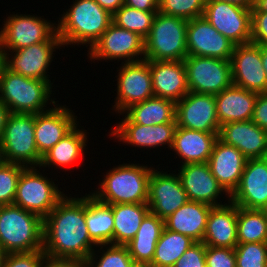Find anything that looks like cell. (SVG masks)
Here are the masks:
<instances>
[{"mask_svg":"<svg viewBox=\"0 0 267 267\" xmlns=\"http://www.w3.org/2000/svg\"><path fill=\"white\" fill-rule=\"evenodd\" d=\"M230 201L246 209L263 210L267 206V157L247 159Z\"/></svg>","mask_w":267,"mask_h":267,"instance_id":"cell-21","label":"cell"},{"mask_svg":"<svg viewBox=\"0 0 267 267\" xmlns=\"http://www.w3.org/2000/svg\"><path fill=\"white\" fill-rule=\"evenodd\" d=\"M251 120L267 131V92L258 94Z\"/></svg>","mask_w":267,"mask_h":267,"instance_id":"cell-46","label":"cell"},{"mask_svg":"<svg viewBox=\"0 0 267 267\" xmlns=\"http://www.w3.org/2000/svg\"><path fill=\"white\" fill-rule=\"evenodd\" d=\"M218 138L237 148L247 159L267 157V131L252 120L225 123Z\"/></svg>","mask_w":267,"mask_h":267,"instance_id":"cell-23","label":"cell"},{"mask_svg":"<svg viewBox=\"0 0 267 267\" xmlns=\"http://www.w3.org/2000/svg\"><path fill=\"white\" fill-rule=\"evenodd\" d=\"M86 224L96 245L113 244L114 218L112 207L86 193Z\"/></svg>","mask_w":267,"mask_h":267,"instance_id":"cell-33","label":"cell"},{"mask_svg":"<svg viewBox=\"0 0 267 267\" xmlns=\"http://www.w3.org/2000/svg\"><path fill=\"white\" fill-rule=\"evenodd\" d=\"M206 0H159L158 11L185 20L202 17Z\"/></svg>","mask_w":267,"mask_h":267,"instance_id":"cell-39","label":"cell"},{"mask_svg":"<svg viewBox=\"0 0 267 267\" xmlns=\"http://www.w3.org/2000/svg\"><path fill=\"white\" fill-rule=\"evenodd\" d=\"M261 60L267 79V47L263 45H261Z\"/></svg>","mask_w":267,"mask_h":267,"instance_id":"cell-53","label":"cell"},{"mask_svg":"<svg viewBox=\"0 0 267 267\" xmlns=\"http://www.w3.org/2000/svg\"><path fill=\"white\" fill-rule=\"evenodd\" d=\"M189 91L217 95L232 85L231 61L204 56L184 60Z\"/></svg>","mask_w":267,"mask_h":267,"instance_id":"cell-11","label":"cell"},{"mask_svg":"<svg viewBox=\"0 0 267 267\" xmlns=\"http://www.w3.org/2000/svg\"><path fill=\"white\" fill-rule=\"evenodd\" d=\"M237 267H267V243H243L235 248Z\"/></svg>","mask_w":267,"mask_h":267,"instance_id":"cell-41","label":"cell"},{"mask_svg":"<svg viewBox=\"0 0 267 267\" xmlns=\"http://www.w3.org/2000/svg\"><path fill=\"white\" fill-rule=\"evenodd\" d=\"M124 114V115H123ZM124 118L114 126L109 137H116L118 142L129 144L133 147L154 148L168 146L170 149L173 145L174 135L177 128L176 122H168L159 125H141L134 123L125 113ZM157 147V148H156Z\"/></svg>","mask_w":267,"mask_h":267,"instance_id":"cell-17","label":"cell"},{"mask_svg":"<svg viewBox=\"0 0 267 267\" xmlns=\"http://www.w3.org/2000/svg\"><path fill=\"white\" fill-rule=\"evenodd\" d=\"M5 68H6V65H5V54L0 49V83H1V78H2L3 71H4Z\"/></svg>","mask_w":267,"mask_h":267,"instance_id":"cell-54","label":"cell"},{"mask_svg":"<svg viewBox=\"0 0 267 267\" xmlns=\"http://www.w3.org/2000/svg\"><path fill=\"white\" fill-rule=\"evenodd\" d=\"M7 254L6 250L0 245V267H4Z\"/></svg>","mask_w":267,"mask_h":267,"instance_id":"cell-55","label":"cell"},{"mask_svg":"<svg viewBox=\"0 0 267 267\" xmlns=\"http://www.w3.org/2000/svg\"><path fill=\"white\" fill-rule=\"evenodd\" d=\"M41 267H87V262L80 259L53 258L46 256Z\"/></svg>","mask_w":267,"mask_h":267,"instance_id":"cell-47","label":"cell"},{"mask_svg":"<svg viewBox=\"0 0 267 267\" xmlns=\"http://www.w3.org/2000/svg\"><path fill=\"white\" fill-rule=\"evenodd\" d=\"M124 113L134 123L145 126L176 122V102L171 99L153 96L132 105Z\"/></svg>","mask_w":267,"mask_h":267,"instance_id":"cell-34","label":"cell"},{"mask_svg":"<svg viewBox=\"0 0 267 267\" xmlns=\"http://www.w3.org/2000/svg\"><path fill=\"white\" fill-rule=\"evenodd\" d=\"M175 120L178 127L219 133L215 95L189 91L176 102Z\"/></svg>","mask_w":267,"mask_h":267,"instance_id":"cell-15","label":"cell"},{"mask_svg":"<svg viewBox=\"0 0 267 267\" xmlns=\"http://www.w3.org/2000/svg\"><path fill=\"white\" fill-rule=\"evenodd\" d=\"M60 47L62 48L63 45L56 32L46 42L33 44L19 50L3 51L6 69L22 76L51 81L47 73H49L48 70L54 59L53 52H56L57 49L60 50Z\"/></svg>","mask_w":267,"mask_h":267,"instance_id":"cell-14","label":"cell"},{"mask_svg":"<svg viewBox=\"0 0 267 267\" xmlns=\"http://www.w3.org/2000/svg\"><path fill=\"white\" fill-rule=\"evenodd\" d=\"M164 228V220L149 211L141 222L135 237L126 245L130 256L139 267H148Z\"/></svg>","mask_w":267,"mask_h":267,"instance_id":"cell-31","label":"cell"},{"mask_svg":"<svg viewBox=\"0 0 267 267\" xmlns=\"http://www.w3.org/2000/svg\"><path fill=\"white\" fill-rule=\"evenodd\" d=\"M79 124H77L69 133H67L58 143H56L49 151H47L43 156L39 168L50 167L53 165L54 168L59 167L71 168L82 156L87 146V130L78 129Z\"/></svg>","mask_w":267,"mask_h":267,"instance_id":"cell-30","label":"cell"},{"mask_svg":"<svg viewBox=\"0 0 267 267\" xmlns=\"http://www.w3.org/2000/svg\"><path fill=\"white\" fill-rule=\"evenodd\" d=\"M102 8L112 15L124 5V0H95Z\"/></svg>","mask_w":267,"mask_h":267,"instance_id":"cell-49","label":"cell"},{"mask_svg":"<svg viewBox=\"0 0 267 267\" xmlns=\"http://www.w3.org/2000/svg\"><path fill=\"white\" fill-rule=\"evenodd\" d=\"M187 23L179 17L156 13L145 38L144 59L149 61H183L187 56Z\"/></svg>","mask_w":267,"mask_h":267,"instance_id":"cell-6","label":"cell"},{"mask_svg":"<svg viewBox=\"0 0 267 267\" xmlns=\"http://www.w3.org/2000/svg\"><path fill=\"white\" fill-rule=\"evenodd\" d=\"M97 247L100 249L98 250ZM97 247L86 260L87 267H139L130 256L126 245L104 244Z\"/></svg>","mask_w":267,"mask_h":267,"instance_id":"cell-37","label":"cell"},{"mask_svg":"<svg viewBox=\"0 0 267 267\" xmlns=\"http://www.w3.org/2000/svg\"><path fill=\"white\" fill-rule=\"evenodd\" d=\"M205 255L206 245L203 242H195L173 267H206Z\"/></svg>","mask_w":267,"mask_h":267,"instance_id":"cell-44","label":"cell"},{"mask_svg":"<svg viewBox=\"0 0 267 267\" xmlns=\"http://www.w3.org/2000/svg\"><path fill=\"white\" fill-rule=\"evenodd\" d=\"M219 1L231 2L232 4H236L248 9H252L255 4V0H219Z\"/></svg>","mask_w":267,"mask_h":267,"instance_id":"cell-51","label":"cell"},{"mask_svg":"<svg viewBox=\"0 0 267 267\" xmlns=\"http://www.w3.org/2000/svg\"><path fill=\"white\" fill-rule=\"evenodd\" d=\"M237 240L243 243H267V216L264 210L238 207Z\"/></svg>","mask_w":267,"mask_h":267,"instance_id":"cell-36","label":"cell"},{"mask_svg":"<svg viewBox=\"0 0 267 267\" xmlns=\"http://www.w3.org/2000/svg\"><path fill=\"white\" fill-rule=\"evenodd\" d=\"M178 175L183 189L191 201L205 203L214 207L226 204L225 202L222 203L223 201L221 200H217L220 197L224 198V194L227 196V200H230V195L212 175L208 162L181 165L178 169Z\"/></svg>","mask_w":267,"mask_h":267,"instance_id":"cell-19","label":"cell"},{"mask_svg":"<svg viewBox=\"0 0 267 267\" xmlns=\"http://www.w3.org/2000/svg\"><path fill=\"white\" fill-rule=\"evenodd\" d=\"M76 113L66 105L55 104L48 111L35 114V142L43 156L78 123Z\"/></svg>","mask_w":267,"mask_h":267,"instance_id":"cell-22","label":"cell"},{"mask_svg":"<svg viewBox=\"0 0 267 267\" xmlns=\"http://www.w3.org/2000/svg\"><path fill=\"white\" fill-rule=\"evenodd\" d=\"M111 207L114 218L113 245H127L137 234L150 208L147 203L113 204Z\"/></svg>","mask_w":267,"mask_h":267,"instance_id":"cell-32","label":"cell"},{"mask_svg":"<svg viewBox=\"0 0 267 267\" xmlns=\"http://www.w3.org/2000/svg\"><path fill=\"white\" fill-rule=\"evenodd\" d=\"M159 0H124V5L137 10L158 12Z\"/></svg>","mask_w":267,"mask_h":267,"instance_id":"cell-48","label":"cell"},{"mask_svg":"<svg viewBox=\"0 0 267 267\" xmlns=\"http://www.w3.org/2000/svg\"><path fill=\"white\" fill-rule=\"evenodd\" d=\"M52 85L51 81L22 76L5 68L0 83V100L10 113L38 114L51 109L47 107L49 103H58L56 98H50Z\"/></svg>","mask_w":267,"mask_h":267,"instance_id":"cell-4","label":"cell"},{"mask_svg":"<svg viewBox=\"0 0 267 267\" xmlns=\"http://www.w3.org/2000/svg\"><path fill=\"white\" fill-rule=\"evenodd\" d=\"M154 168L149 178L148 206L150 211L165 220L189 201L179 175Z\"/></svg>","mask_w":267,"mask_h":267,"instance_id":"cell-16","label":"cell"},{"mask_svg":"<svg viewBox=\"0 0 267 267\" xmlns=\"http://www.w3.org/2000/svg\"><path fill=\"white\" fill-rule=\"evenodd\" d=\"M144 46L145 39L139 34L118 27L112 22L100 39L87 51V56L89 55L87 58L91 61L93 59V62L95 60L106 62L109 59V61L122 60V63L136 62L144 59Z\"/></svg>","mask_w":267,"mask_h":267,"instance_id":"cell-13","label":"cell"},{"mask_svg":"<svg viewBox=\"0 0 267 267\" xmlns=\"http://www.w3.org/2000/svg\"><path fill=\"white\" fill-rule=\"evenodd\" d=\"M64 196L44 219L43 251L53 258L87 260L97 245L86 224V195Z\"/></svg>","mask_w":267,"mask_h":267,"instance_id":"cell-1","label":"cell"},{"mask_svg":"<svg viewBox=\"0 0 267 267\" xmlns=\"http://www.w3.org/2000/svg\"><path fill=\"white\" fill-rule=\"evenodd\" d=\"M154 96L181 100L188 92L184 61H149Z\"/></svg>","mask_w":267,"mask_h":267,"instance_id":"cell-25","label":"cell"},{"mask_svg":"<svg viewBox=\"0 0 267 267\" xmlns=\"http://www.w3.org/2000/svg\"><path fill=\"white\" fill-rule=\"evenodd\" d=\"M206 267H237L234 248L206 246Z\"/></svg>","mask_w":267,"mask_h":267,"instance_id":"cell-42","label":"cell"},{"mask_svg":"<svg viewBox=\"0 0 267 267\" xmlns=\"http://www.w3.org/2000/svg\"><path fill=\"white\" fill-rule=\"evenodd\" d=\"M44 220L14 204L0 206V245L7 253L43 250Z\"/></svg>","mask_w":267,"mask_h":267,"instance_id":"cell-5","label":"cell"},{"mask_svg":"<svg viewBox=\"0 0 267 267\" xmlns=\"http://www.w3.org/2000/svg\"><path fill=\"white\" fill-rule=\"evenodd\" d=\"M251 12H267V0H255Z\"/></svg>","mask_w":267,"mask_h":267,"instance_id":"cell-52","label":"cell"},{"mask_svg":"<svg viewBox=\"0 0 267 267\" xmlns=\"http://www.w3.org/2000/svg\"><path fill=\"white\" fill-rule=\"evenodd\" d=\"M194 243L190 237L164 227L156 244L152 263L148 267H173Z\"/></svg>","mask_w":267,"mask_h":267,"instance_id":"cell-35","label":"cell"},{"mask_svg":"<svg viewBox=\"0 0 267 267\" xmlns=\"http://www.w3.org/2000/svg\"><path fill=\"white\" fill-rule=\"evenodd\" d=\"M2 162V157H1V150H0V163Z\"/></svg>","mask_w":267,"mask_h":267,"instance_id":"cell-57","label":"cell"},{"mask_svg":"<svg viewBox=\"0 0 267 267\" xmlns=\"http://www.w3.org/2000/svg\"><path fill=\"white\" fill-rule=\"evenodd\" d=\"M45 257L46 254L43 250L8 253L4 267H41Z\"/></svg>","mask_w":267,"mask_h":267,"instance_id":"cell-43","label":"cell"},{"mask_svg":"<svg viewBox=\"0 0 267 267\" xmlns=\"http://www.w3.org/2000/svg\"><path fill=\"white\" fill-rule=\"evenodd\" d=\"M227 203L214 206L209 212L202 241L206 246L235 248L238 245V206L230 200Z\"/></svg>","mask_w":267,"mask_h":267,"instance_id":"cell-26","label":"cell"},{"mask_svg":"<svg viewBox=\"0 0 267 267\" xmlns=\"http://www.w3.org/2000/svg\"><path fill=\"white\" fill-rule=\"evenodd\" d=\"M24 168L11 162L0 163V206L13 204L19 176Z\"/></svg>","mask_w":267,"mask_h":267,"instance_id":"cell-40","label":"cell"},{"mask_svg":"<svg viewBox=\"0 0 267 267\" xmlns=\"http://www.w3.org/2000/svg\"><path fill=\"white\" fill-rule=\"evenodd\" d=\"M39 167H25L19 176L13 204L40 216L43 220L67 194L61 192ZM46 176V177H45Z\"/></svg>","mask_w":267,"mask_h":267,"instance_id":"cell-8","label":"cell"},{"mask_svg":"<svg viewBox=\"0 0 267 267\" xmlns=\"http://www.w3.org/2000/svg\"><path fill=\"white\" fill-rule=\"evenodd\" d=\"M0 29V49L14 51L48 41L56 32L57 24L42 16L13 13L7 16Z\"/></svg>","mask_w":267,"mask_h":267,"instance_id":"cell-9","label":"cell"},{"mask_svg":"<svg viewBox=\"0 0 267 267\" xmlns=\"http://www.w3.org/2000/svg\"><path fill=\"white\" fill-rule=\"evenodd\" d=\"M203 17L235 45L251 42V9L219 0H206Z\"/></svg>","mask_w":267,"mask_h":267,"instance_id":"cell-10","label":"cell"},{"mask_svg":"<svg viewBox=\"0 0 267 267\" xmlns=\"http://www.w3.org/2000/svg\"><path fill=\"white\" fill-rule=\"evenodd\" d=\"M247 158L234 146L219 138L208 160L212 175L224 190L231 195L238 187Z\"/></svg>","mask_w":267,"mask_h":267,"instance_id":"cell-24","label":"cell"},{"mask_svg":"<svg viewBox=\"0 0 267 267\" xmlns=\"http://www.w3.org/2000/svg\"><path fill=\"white\" fill-rule=\"evenodd\" d=\"M230 61L233 85L258 94L267 92L261 45L253 42L235 45Z\"/></svg>","mask_w":267,"mask_h":267,"instance_id":"cell-18","label":"cell"},{"mask_svg":"<svg viewBox=\"0 0 267 267\" xmlns=\"http://www.w3.org/2000/svg\"><path fill=\"white\" fill-rule=\"evenodd\" d=\"M10 111L6 105L0 100V136L3 134L4 128L6 126V121Z\"/></svg>","mask_w":267,"mask_h":267,"instance_id":"cell-50","label":"cell"},{"mask_svg":"<svg viewBox=\"0 0 267 267\" xmlns=\"http://www.w3.org/2000/svg\"><path fill=\"white\" fill-rule=\"evenodd\" d=\"M156 13L123 5L113 14V23L118 27L135 32L145 39L149 35Z\"/></svg>","mask_w":267,"mask_h":267,"instance_id":"cell-38","label":"cell"},{"mask_svg":"<svg viewBox=\"0 0 267 267\" xmlns=\"http://www.w3.org/2000/svg\"><path fill=\"white\" fill-rule=\"evenodd\" d=\"M154 168L139 163H124L103 175L98 189L90 194L105 204L147 203L149 178Z\"/></svg>","mask_w":267,"mask_h":267,"instance_id":"cell-3","label":"cell"},{"mask_svg":"<svg viewBox=\"0 0 267 267\" xmlns=\"http://www.w3.org/2000/svg\"><path fill=\"white\" fill-rule=\"evenodd\" d=\"M235 44L220 34L203 16L188 20V56L231 60Z\"/></svg>","mask_w":267,"mask_h":267,"instance_id":"cell-20","label":"cell"},{"mask_svg":"<svg viewBox=\"0 0 267 267\" xmlns=\"http://www.w3.org/2000/svg\"><path fill=\"white\" fill-rule=\"evenodd\" d=\"M258 93L231 85L217 95L216 110L220 126L225 123L250 121Z\"/></svg>","mask_w":267,"mask_h":267,"instance_id":"cell-28","label":"cell"},{"mask_svg":"<svg viewBox=\"0 0 267 267\" xmlns=\"http://www.w3.org/2000/svg\"><path fill=\"white\" fill-rule=\"evenodd\" d=\"M35 114L10 113L0 136L2 161L39 167L42 156L35 142Z\"/></svg>","mask_w":267,"mask_h":267,"instance_id":"cell-7","label":"cell"},{"mask_svg":"<svg viewBox=\"0 0 267 267\" xmlns=\"http://www.w3.org/2000/svg\"><path fill=\"white\" fill-rule=\"evenodd\" d=\"M62 13L56 24L63 48L88 44L90 50L113 22V15L95 0H75Z\"/></svg>","mask_w":267,"mask_h":267,"instance_id":"cell-2","label":"cell"},{"mask_svg":"<svg viewBox=\"0 0 267 267\" xmlns=\"http://www.w3.org/2000/svg\"><path fill=\"white\" fill-rule=\"evenodd\" d=\"M117 69V95L112 105L117 114L154 96L149 60L121 63Z\"/></svg>","mask_w":267,"mask_h":267,"instance_id":"cell-12","label":"cell"},{"mask_svg":"<svg viewBox=\"0 0 267 267\" xmlns=\"http://www.w3.org/2000/svg\"><path fill=\"white\" fill-rule=\"evenodd\" d=\"M266 213V216H267V206L263 209Z\"/></svg>","mask_w":267,"mask_h":267,"instance_id":"cell-56","label":"cell"},{"mask_svg":"<svg viewBox=\"0 0 267 267\" xmlns=\"http://www.w3.org/2000/svg\"><path fill=\"white\" fill-rule=\"evenodd\" d=\"M211 208L205 203L189 200L164 220V227L202 242Z\"/></svg>","mask_w":267,"mask_h":267,"instance_id":"cell-29","label":"cell"},{"mask_svg":"<svg viewBox=\"0 0 267 267\" xmlns=\"http://www.w3.org/2000/svg\"><path fill=\"white\" fill-rule=\"evenodd\" d=\"M219 133H208L190 130L183 127L176 128L171 150L179 159L181 165L188 163H206L213 151Z\"/></svg>","mask_w":267,"mask_h":267,"instance_id":"cell-27","label":"cell"},{"mask_svg":"<svg viewBox=\"0 0 267 267\" xmlns=\"http://www.w3.org/2000/svg\"><path fill=\"white\" fill-rule=\"evenodd\" d=\"M251 42L267 47V12H252Z\"/></svg>","mask_w":267,"mask_h":267,"instance_id":"cell-45","label":"cell"}]
</instances>
